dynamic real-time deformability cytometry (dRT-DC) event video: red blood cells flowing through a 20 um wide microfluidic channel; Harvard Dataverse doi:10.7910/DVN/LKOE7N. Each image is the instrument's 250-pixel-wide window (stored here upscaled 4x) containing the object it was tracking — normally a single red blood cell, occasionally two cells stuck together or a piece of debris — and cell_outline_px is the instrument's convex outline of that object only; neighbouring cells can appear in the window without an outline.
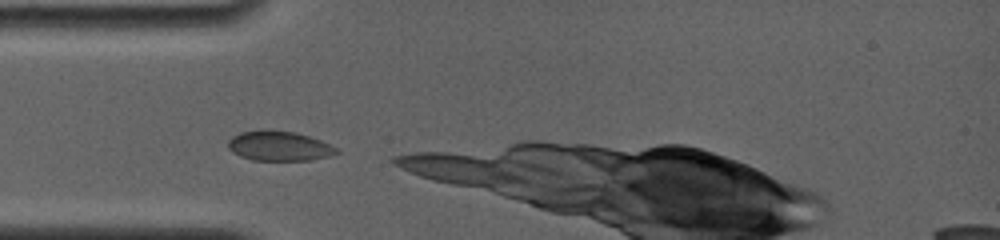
{"species": "common noctule bat (a hibernating species)", "species_latin": "Nyctalus noctula", "temperature_condition": "room temperature", "stored_images_in_passage": 3, "camera_frame_rate_fps": 4000, "um_per_image_px": 0.085, "animal": {"sex": "female", "body_mass_g": 19.0, "forearm_length_mm": 56.7}, "frame": {"image": 1, "passage_image": 1, "time_ms": 0.0, "image_size_px": [1000, 240], "cell_outline_px": [[340, 152], [332, 156], [308, 160], [252, 160], [240, 156], [232, 152], [228, 148], [228, 140], [232, 136], [240, 132], [296, 132], [320, 140], [336, 148]], "centroid_in_image_um": [23.73, 12.45], "position_along_channel_um": 61.3, "area_um2": 18.26}}